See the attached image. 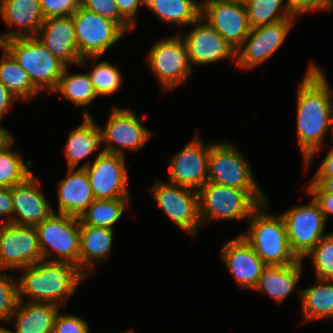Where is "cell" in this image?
<instances>
[{
	"label": "cell",
	"mask_w": 333,
	"mask_h": 333,
	"mask_svg": "<svg viewBox=\"0 0 333 333\" xmlns=\"http://www.w3.org/2000/svg\"><path fill=\"white\" fill-rule=\"evenodd\" d=\"M324 71L313 62L297 86L296 135L305 164L310 165L331 130L333 140V90Z\"/></svg>",
	"instance_id": "6da1fadb"
},
{
	"label": "cell",
	"mask_w": 333,
	"mask_h": 333,
	"mask_svg": "<svg viewBox=\"0 0 333 333\" xmlns=\"http://www.w3.org/2000/svg\"><path fill=\"white\" fill-rule=\"evenodd\" d=\"M17 278L19 300L66 305L86 276L73 264L41 260L25 267Z\"/></svg>",
	"instance_id": "7a4b0ae2"
},
{
	"label": "cell",
	"mask_w": 333,
	"mask_h": 333,
	"mask_svg": "<svg viewBox=\"0 0 333 333\" xmlns=\"http://www.w3.org/2000/svg\"><path fill=\"white\" fill-rule=\"evenodd\" d=\"M268 201L260 204L251 214L249 230L241 237L251 246L266 266H286L299 261L292 252L287 228L281 214L268 212Z\"/></svg>",
	"instance_id": "3957f363"
},
{
	"label": "cell",
	"mask_w": 333,
	"mask_h": 333,
	"mask_svg": "<svg viewBox=\"0 0 333 333\" xmlns=\"http://www.w3.org/2000/svg\"><path fill=\"white\" fill-rule=\"evenodd\" d=\"M221 141L210 143L207 182L245 190L259 204L266 202L267 196L259 188L244 154L235 144Z\"/></svg>",
	"instance_id": "277c9868"
},
{
	"label": "cell",
	"mask_w": 333,
	"mask_h": 333,
	"mask_svg": "<svg viewBox=\"0 0 333 333\" xmlns=\"http://www.w3.org/2000/svg\"><path fill=\"white\" fill-rule=\"evenodd\" d=\"M27 72L34 87L52 93L58 85L65 65L53 56L37 37H18L0 44Z\"/></svg>",
	"instance_id": "5b68a950"
},
{
	"label": "cell",
	"mask_w": 333,
	"mask_h": 333,
	"mask_svg": "<svg viewBox=\"0 0 333 333\" xmlns=\"http://www.w3.org/2000/svg\"><path fill=\"white\" fill-rule=\"evenodd\" d=\"M35 227L38 231L43 260L67 262L79 269L80 221L78 217L53 212Z\"/></svg>",
	"instance_id": "8992f818"
},
{
	"label": "cell",
	"mask_w": 333,
	"mask_h": 333,
	"mask_svg": "<svg viewBox=\"0 0 333 333\" xmlns=\"http://www.w3.org/2000/svg\"><path fill=\"white\" fill-rule=\"evenodd\" d=\"M202 226L215 220H248L260 205L247 191L207 182L199 191Z\"/></svg>",
	"instance_id": "52a82bcc"
},
{
	"label": "cell",
	"mask_w": 333,
	"mask_h": 333,
	"mask_svg": "<svg viewBox=\"0 0 333 333\" xmlns=\"http://www.w3.org/2000/svg\"><path fill=\"white\" fill-rule=\"evenodd\" d=\"M147 61L163 92L186 83L193 70L186 44L178 32L155 42L148 51Z\"/></svg>",
	"instance_id": "ba28073f"
},
{
	"label": "cell",
	"mask_w": 333,
	"mask_h": 333,
	"mask_svg": "<svg viewBox=\"0 0 333 333\" xmlns=\"http://www.w3.org/2000/svg\"><path fill=\"white\" fill-rule=\"evenodd\" d=\"M80 58L102 57L127 34L116 22L80 7L71 15Z\"/></svg>",
	"instance_id": "9c48e42d"
},
{
	"label": "cell",
	"mask_w": 333,
	"mask_h": 333,
	"mask_svg": "<svg viewBox=\"0 0 333 333\" xmlns=\"http://www.w3.org/2000/svg\"><path fill=\"white\" fill-rule=\"evenodd\" d=\"M284 218L290 248L299 260L315 247L326 235L324 229L327 223L317 201L289 208L281 214Z\"/></svg>",
	"instance_id": "30bf717a"
},
{
	"label": "cell",
	"mask_w": 333,
	"mask_h": 333,
	"mask_svg": "<svg viewBox=\"0 0 333 333\" xmlns=\"http://www.w3.org/2000/svg\"><path fill=\"white\" fill-rule=\"evenodd\" d=\"M149 189L155 202L172 222L181 230L195 236L202 226L199 217V193L158 179Z\"/></svg>",
	"instance_id": "8fae6325"
},
{
	"label": "cell",
	"mask_w": 333,
	"mask_h": 333,
	"mask_svg": "<svg viewBox=\"0 0 333 333\" xmlns=\"http://www.w3.org/2000/svg\"><path fill=\"white\" fill-rule=\"evenodd\" d=\"M42 259L35 226L0 223V270H21Z\"/></svg>",
	"instance_id": "7c38bea8"
},
{
	"label": "cell",
	"mask_w": 333,
	"mask_h": 333,
	"mask_svg": "<svg viewBox=\"0 0 333 333\" xmlns=\"http://www.w3.org/2000/svg\"><path fill=\"white\" fill-rule=\"evenodd\" d=\"M125 159L118 154L97 153L92 164L88 160L80 165L89 177L94 199L132 198Z\"/></svg>",
	"instance_id": "4fadbf2b"
},
{
	"label": "cell",
	"mask_w": 333,
	"mask_h": 333,
	"mask_svg": "<svg viewBox=\"0 0 333 333\" xmlns=\"http://www.w3.org/2000/svg\"><path fill=\"white\" fill-rule=\"evenodd\" d=\"M143 116V117H142ZM130 108L112 106L103 130L105 151L125 156L124 150L136 152L152 137V131L145 128L142 118Z\"/></svg>",
	"instance_id": "5bb4252c"
},
{
	"label": "cell",
	"mask_w": 333,
	"mask_h": 333,
	"mask_svg": "<svg viewBox=\"0 0 333 333\" xmlns=\"http://www.w3.org/2000/svg\"><path fill=\"white\" fill-rule=\"evenodd\" d=\"M294 23V19H285L252 28L236 51L237 66L246 70L264 63L283 45Z\"/></svg>",
	"instance_id": "9a60e30c"
},
{
	"label": "cell",
	"mask_w": 333,
	"mask_h": 333,
	"mask_svg": "<svg viewBox=\"0 0 333 333\" xmlns=\"http://www.w3.org/2000/svg\"><path fill=\"white\" fill-rule=\"evenodd\" d=\"M195 134L171 158L168 181L198 192L207 183L210 143L202 141L198 133Z\"/></svg>",
	"instance_id": "2e32d148"
},
{
	"label": "cell",
	"mask_w": 333,
	"mask_h": 333,
	"mask_svg": "<svg viewBox=\"0 0 333 333\" xmlns=\"http://www.w3.org/2000/svg\"><path fill=\"white\" fill-rule=\"evenodd\" d=\"M200 2V17L237 51L251 31L246 6L221 0Z\"/></svg>",
	"instance_id": "e0dca14e"
},
{
	"label": "cell",
	"mask_w": 333,
	"mask_h": 333,
	"mask_svg": "<svg viewBox=\"0 0 333 333\" xmlns=\"http://www.w3.org/2000/svg\"><path fill=\"white\" fill-rule=\"evenodd\" d=\"M189 27L190 30L186 34H179L186 44L192 67L212 65L224 59H236V50L201 17Z\"/></svg>",
	"instance_id": "ac0fdd59"
},
{
	"label": "cell",
	"mask_w": 333,
	"mask_h": 333,
	"mask_svg": "<svg viewBox=\"0 0 333 333\" xmlns=\"http://www.w3.org/2000/svg\"><path fill=\"white\" fill-rule=\"evenodd\" d=\"M40 188V181L34 173L25 181L11 187L14 218L10 223L36 226L55 211Z\"/></svg>",
	"instance_id": "d6986e66"
},
{
	"label": "cell",
	"mask_w": 333,
	"mask_h": 333,
	"mask_svg": "<svg viewBox=\"0 0 333 333\" xmlns=\"http://www.w3.org/2000/svg\"><path fill=\"white\" fill-rule=\"evenodd\" d=\"M220 258L238 286L244 289L253 290L266 267L240 234L224 243Z\"/></svg>",
	"instance_id": "ffe728a7"
},
{
	"label": "cell",
	"mask_w": 333,
	"mask_h": 333,
	"mask_svg": "<svg viewBox=\"0 0 333 333\" xmlns=\"http://www.w3.org/2000/svg\"><path fill=\"white\" fill-rule=\"evenodd\" d=\"M36 37L66 67H78L81 58L71 15L45 19Z\"/></svg>",
	"instance_id": "44dd1931"
},
{
	"label": "cell",
	"mask_w": 333,
	"mask_h": 333,
	"mask_svg": "<svg viewBox=\"0 0 333 333\" xmlns=\"http://www.w3.org/2000/svg\"><path fill=\"white\" fill-rule=\"evenodd\" d=\"M0 18L9 28L0 34V44L11 38L36 37L45 20L39 0H0Z\"/></svg>",
	"instance_id": "7402d4cb"
},
{
	"label": "cell",
	"mask_w": 333,
	"mask_h": 333,
	"mask_svg": "<svg viewBox=\"0 0 333 333\" xmlns=\"http://www.w3.org/2000/svg\"><path fill=\"white\" fill-rule=\"evenodd\" d=\"M88 109H84L83 122L68 134L64 147L68 168H78L82 159H87L89 155L99 151L105 153V149L100 148L104 143L102 128L94 123V116ZM102 149V150H101ZM101 150V151H100Z\"/></svg>",
	"instance_id": "603a6c76"
},
{
	"label": "cell",
	"mask_w": 333,
	"mask_h": 333,
	"mask_svg": "<svg viewBox=\"0 0 333 333\" xmlns=\"http://www.w3.org/2000/svg\"><path fill=\"white\" fill-rule=\"evenodd\" d=\"M58 211L80 217L94 201L89 177L84 168H68V175L58 183Z\"/></svg>",
	"instance_id": "cb8c5ba5"
},
{
	"label": "cell",
	"mask_w": 333,
	"mask_h": 333,
	"mask_svg": "<svg viewBox=\"0 0 333 333\" xmlns=\"http://www.w3.org/2000/svg\"><path fill=\"white\" fill-rule=\"evenodd\" d=\"M60 306L50 302L19 300L9 322L15 323V331L9 333H52Z\"/></svg>",
	"instance_id": "d4e9b609"
},
{
	"label": "cell",
	"mask_w": 333,
	"mask_h": 333,
	"mask_svg": "<svg viewBox=\"0 0 333 333\" xmlns=\"http://www.w3.org/2000/svg\"><path fill=\"white\" fill-rule=\"evenodd\" d=\"M114 229L94 227L80 222L79 270L86 276L92 274L95 263H103L110 256ZM103 260V261H102Z\"/></svg>",
	"instance_id": "484cf974"
},
{
	"label": "cell",
	"mask_w": 333,
	"mask_h": 333,
	"mask_svg": "<svg viewBox=\"0 0 333 333\" xmlns=\"http://www.w3.org/2000/svg\"><path fill=\"white\" fill-rule=\"evenodd\" d=\"M303 260L286 266H266L254 291L264 293L276 303L283 302L293 291L303 271Z\"/></svg>",
	"instance_id": "4316f807"
},
{
	"label": "cell",
	"mask_w": 333,
	"mask_h": 333,
	"mask_svg": "<svg viewBox=\"0 0 333 333\" xmlns=\"http://www.w3.org/2000/svg\"><path fill=\"white\" fill-rule=\"evenodd\" d=\"M317 284L299 290L302 322L333 320V279H316Z\"/></svg>",
	"instance_id": "83f0119b"
},
{
	"label": "cell",
	"mask_w": 333,
	"mask_h": 333,
	"mask_svg": "<svg viewBox=\"0 0 333 333\" xmlns=\"http://www.w3.org/2000/svg\"><path fill=\"white\" fill-rule=\"evenodd\" d=\"M0 82L19 100L27 102L35 98L39 91L34 87L27 72L13 56L0 45Z\"/></svg>",
	"instance_id": "f1b7e54d"
},
{
	"label": "cell",
	"mask_w": 333,
	"mask_h": 333,
	"mask_svg": "<svg viewBox=\"0 0 333 333\" xmlns=\"http://www.w3.org/2000/svg\"><path fill=\"white\" fill-rule=\"evenodd\" d=\"M13 143L11 133L0 143V186L7 188L25 181L33 174L32 161L27 160L25 163L22 155L11 149Z\"/></svg>",
	"instance_id": "f546056e"
},
{
	"label": "cell",
	"mask_w": 333,
	"mask_h": 333,
	"mask_svg": "<svg viewBox=\"0 0 333 333\" xmlns=\"http://www.w3.org/2000/svg\"><path fill=\"white\" fill-rule=\"evenodd\" d=\"M167 25L190 26L201 14V2L196 0H155L149 8Z\"/></svg>",
	"instance_id": "4dcf8cb0"
},
{
	"label": "cell",
	"mask_w": 333,
	"mask_h": 333,
	"mask_svg": "<svg viewBox=\"0 0 333 333\" xmlns=\"http://www.w3.org/2000/svg\"><path fill=\"white\" fill-rule=\"evenodd\" d=\"M130 200L131 198L94 199L79 217V221L88 226L114 229Z\"/></svg>",
	"instance_id": "1f68e13d"
},
{
	"label": "cell",
	"mask_w": 333,
	"mask_h": 333,
	"mask_svg": "<svg viewBox=\"0 0 333 333\" xmlns=\"http://www.w3.org/2000/svg\"><path fill=\"white\" fill-rule=\"evenodd\" d=\"M65 67L57 87L53 93H61L63 99L70 101L75 107L87 106L98 97L88 73L69 74Z\"/></svg>",
	"instance_id": "d6a6232c"
},
{
	"label": "cell",
	"mask_w": 333,
	"mask_h": 333,
	"mask_svg": "<svg viewBox=\"0 0 333 333\" xmlns=\"http://www.w3.org/2000/svg\"><path fill=\"white\" fill-rule=\"evenodd\" d=\"M99 58L101 57L82 58L78 66L86 68L87 64H89L87 62L92 64H89L92 69H90L91 71L88 74L98 97L100 95L109 96L115 94L121 88L123 82L122 73L117 66L112 65L107 60L97 62L100 60Z\"/></svg>",
	"instance_id": "836d02e7"
},
{
	"label": "cell",
	"mask_w": 333,
	"mask_h": 333,
	"mask_svg": "<svg viewBox=\"0 0 333 333\" xmlns=\"http://www.w3.org/2000/svg\"><path fill=\"white\" fill-rule=\"evenodd\" d=\"M283 0H249L245 5L250 28H255L285 19H295ZM282 9V11H280ZM281 12V13H280Z\"/></svg>",
	"instance_id": "e575fe53"
},
{
	"label": "cell",
	"mask_w": 333,
	"mask_h": 333,
	"mask_svg": "<svg viewBox=\"0 0 333 333\" xmlns=\"http://www.w3.org/2000/svg\"><path fill=\"white\" fill-rule=\"evenodd\" d=\"M311 258L318 279H333V232L326 234L305 256Z\"/></svg>",
	"instance_id": "d590c367"
},
{
	"label": "cell",
	"mask_w": 333,
	"mask_h": 333,
	"mask_svg": "<svg viewBox=\"0 0 333 333\" xmlns=\"http://www.w3.org/2000/svg\"><path fill=\"white\" fill-rule=\"evenodd\" d=\"M2 272L0 270V321L8 323L19 303L18 283L14 272L8 275Z\"/></svg>",
	"instance_id": "8d00e7d4"
},
{
	"label": "cell",
	"mask_w": 333,
	"mask_h": 333,
	"mask_svg": "<svg viewBox=\"0 0 333 333\" xmlns=\"http://www.w3.org/2000/svg\"><path fill=\"white\" fill-rule=\"evenodd\" d=\"M80 5L93 13L116 22L126 33L134 29L121 16L115 0H81Z\"/></svg>",
	"instance_id": "74e56055"
},
{
	"label": "cell",
	"mask_w": 333,
	"mask_h": 333,
	"mask_svg": "<svg viewBox=\"0 0 333 333\" xmlns=\"http://www.w3.org/2000/svg\"><path fill=\"white\" fill-rule=\"evenodd\" d=\"M88 322L81 316L58 312L52 333H89Z\"/></svg>",
	"instance_id": "f35d334b"
},
{
	"label": "cell",
	"mask_w": 333,
	"mask_h": 333,
	"mask_svg": "<svg viewBox=\"0 0 333 333\" xmlns=\"http://www.w3.org/2000/svg\"><path fill=\"white\" fill-rule=\"evenodd\" d=\"M285 5L292 16L297 18L311 12L330 11L333 8V0H286Z\"/></svg>",
	"instance_id": "ab89813d"
},
{
	"label": "cell",
	"mask_w": 333,
	"mask_h": 333,
	"mask_svg": "<svg viewBox=\"0 0 333 333\" xmlns=\"http://www.w3.org/2000/svg\"><path fill=\"white\" fill-rule=\"evenodd\" d=\"M81 0H39L45 19L72 15L79 7Z\"/></svg>",
	"instance_id": "60d3db41"
},
{
	"label": "cell",
	"mask_w": 333,
	"mask_h": 333,
	"mask_svg": "<svg viewBox=\"0 0 333 333\" xmlns=\"http://www.w3.org/2000/svg\"><path fill=\"white\" fill-rule=\"evenodd\" d=\"M306 191L307 194L309 193V195L317 201L325 219L328 220V217L333 214V194L324 192L313 181H310Z\"/></svg>",
	"instance_id": "b9f144b4"
},
{
	"label": "cell",
	"mask_w": 333,
	"mask_h": 333,
	"mask_svg": "<svg viewBox=\"0 0 333 333\" xmlns=\"http://www.w3.org/2000/svg\"><path fill=\"white\" fill-rule=\"evenodd\" d=\"M121 16L133 27L137 23V11L139 9L140 0H115Z\"/></svg>",
	"instance_id": "7bdbcfd3"
},
{
	"label": "cell",
	"mask_w": 333,
	"mask_h": 333,
	"mask_svg": "<svg viewBox=\"0 0 333 333\" xmlns=\"http://www.w3.org/2000/svg\"><path fill=\"white\" fill-rule=\"evenodd\" d=\"M1 223H9L14 218V206L11 201V188L0 186ZM4 217V218H3Z\"/></svg>",
	"instance_id": "ee69618b"
},
{
	"label": "cell",
	"mask_w": 333,
	"mask_h": 333,
	"mask_svg": "<svg viewBox=\"0 0 333 333\" xmlns=\"http://www.w3.org/2000/svg\"><path fill=\"white\" fill-rule=\"evenodd\" d=\"M16 101L19 100L0 82V123Z\"/></svg>",
	"instance_id": "f6af8a7d"
},
{
	"label": "cell",
	"mask_w": 333,
	"mask_h": 333,
	"mask_svg": "<svg viewBox=\"0 0 333 333\" xmlns=\"http://www.w3.org/2000/svg\"><path fill=\"white\" fill-rule=\"evenodd\" d=\"M330 149L313 177H331L333 176V140H330Z\"/></svg>",
	"instance_id": "bcb514c9"
},
{
	"label": "cell",
	"mask_w": 333,
	"mask_h": 333,
	"mask_svg": "<svg viewBox=\"0 0 333 333\" xmlns=\"http://www.w3.org/2000/svg\"><path fill=\"white\" fill-rule=\"evenodd\" d=\"M312 181L317 184L324 192L333 194V176L331 177H312Z\"/></svg>",
	"instance_id": "7dc6e473"
},
{
	"label": "cell",
	"mask_w": 333,
	"mask_h": 333,
	"mask_svg": "<svg viewBox=\"0 0 333 333\" xmlns=\"http://www.w3.org/2000/svg\"><path fill=\"white\" fill-rule=\"evenodd\" d=\"M11 132L8 131L5 127L1 126L0 124V143L10 134Z\"/></svg>",
	"instance_id": "c3c4849f"
},
{
	"label": "cell",
	"mask_w": 333,
	"mask_h": 333,
	"mask_svg": "<svg viewBox=\"0 0 333 333\" xmlns=\"http://www.w3.org/2000/svg\"><path fill=\"white\" fill-rule=\"evenodd\" d=\"M224 2H230V3H238V4H242V5H246L249 0H221Z\"/></svg>",
	"instance_id": "681fc988"
},
{
	"label": "cell",
	"mask_w": 333,
	"mask_h": 333,
	"mask_svg": "<svg viewBox=\"0 0 333 333\" xmlns=\"http://www.w3.org/2000/svg\"><path fill=\"white\" fill-rule=\"evenodd\" d=\"M155 0H140V4L146 6L148 9L151 7Z\"/></svg>",
	"instance_id": "f907efd6"
},
{
	"label": "cell",
	"mask_w": 333,
	"mask_h": 333,
	"mask_svg": "<svg viewBox=\"0 0 333 333\" xmlns=\"http://www.w3.org/2000/svg\"><path fill=\"white\" fill-rule=\"evenodd\" d=\"M0 323H1V321H0ZM0 333H9V329H7L4 326H0Z\"/></svg>",
	"instance_id": "816d5d0a"
},
{
	"label": "cell",
	"mask_w": 333,
	"mask_h": 333,
	"mask_svg": "<svg viewBox=\"0 0 333 333\" xmlns=\"http://www.w3.org/2000/svg\"><path fill=\"white\" fill-rule=\"evenodd\" d=\"M120 333H135L133 330H129V331H124V332H120Z\"/></svg>",
	"instance_id": "f5cc1de1"
}]
</instances>
